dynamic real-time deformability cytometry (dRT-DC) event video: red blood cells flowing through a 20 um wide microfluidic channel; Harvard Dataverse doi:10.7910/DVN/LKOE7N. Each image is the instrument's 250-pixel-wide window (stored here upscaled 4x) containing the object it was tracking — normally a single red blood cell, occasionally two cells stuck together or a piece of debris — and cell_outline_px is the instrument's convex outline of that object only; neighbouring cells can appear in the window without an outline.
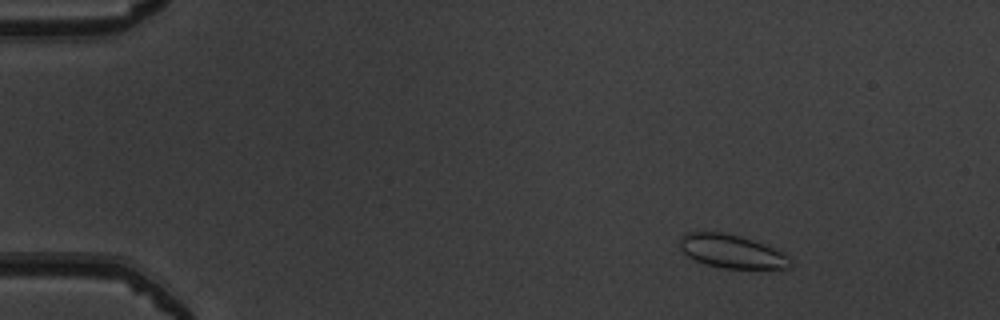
{"species": "common noctule bat (a hibernating species)", "species_latin": "Nyctalus noctula", "temperature_condition": "warm", "stored_images_in_passage": 52, "camera_frame_rate_fps": 3000, "um_per_image_px": 0.085, "animal": {"sex": "male", "body_mass_g": 19.5, "forearm_length_mm": 54.6}, "frame": {"image": 1, "passage_image": 8, "time_ms": 2.333, "image_size_px": [1000, 320], "cell_outline_px": [[792, 268], [724, 268], [704, 264], [688, 256], [680, 248], [680, 236], [684, 232], [720, 232], [740, 236], [764, 244], [792, 256]], "centroid_in_image_um": [62.22, 21.37], "position_along_channel_um": 22.8, "area_um2": 21.62}}
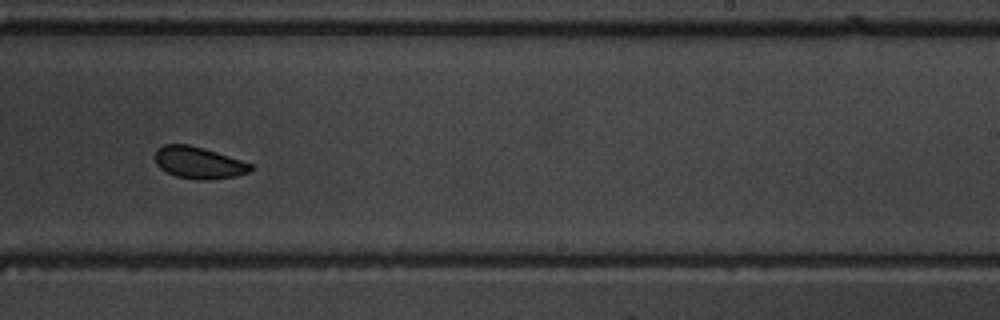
{"frame": {"image": 2, "passage_image": 34, "time_ms": 11.0, "image_size_px": [1000, 320], "cell_outline_px": [[252, 168], [248, 172], [236, 176], [208, 180], [200, 180], [176, 176], [160, 168], [156, 164], [156, 152], [164, 144], [188, 144], [204, 148], [252, 164]], "centroid_in_image_um": [16.89, 13.83], "position_along_channel_um": 272.1, "area_um2": 17.46}}
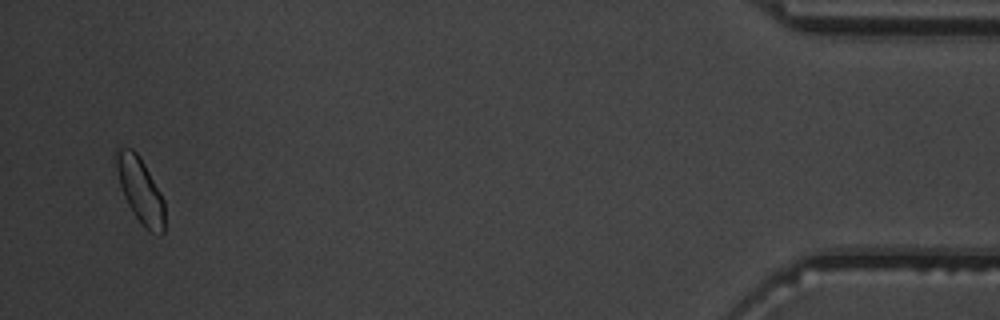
{"frame": {"image": 3, "passage_image": 51, "time_ms": 16.667, "image_size_px": [1000, 320], "cell_outline_px": [[164, 232], [160, 236], [148, 232], [144, 228], [128, 204], [124, 196], [120, 184], [112, 156], [116, 148], [132, 148], [140, 156], [160, 192], [164, 200]], "centroid_in_image_um": [11.9, 16.15], "position_along_channel_um": 423.3, "area_um2": 18.67}, "authors_computed_cell_mechanics": {"area_um2": 18.3515, "velocity_mm_per_s": 3.9716, "shape_relaxation_time_tau1_ms": 7.5442, "shape_relaxation_time_tau2_ms": null, "deformation_change_tau1": 0.1345, "deformation_change_tau2": null}}